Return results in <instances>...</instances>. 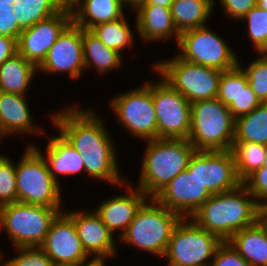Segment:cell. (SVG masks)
<instances>
[{
	"label": "cell",
	"instance_id": "36",
	"mask_svg": "<svg viewBox=\"0 0 267 266\" xmlns=\"http://www.w3.org/2000/svg\"><path fill=\"white\" fill-rule=\"evenodd\" d=\"M16 256L4 260L2 266H53V261L40 247H18Z\"/></svg>",
	"mask_w": 267,
	"mask_h": 266
},
{
	"label": "cell",
	"instance_id": "19",
	"mask_svg": "<svg viewBox=\"0 0 267 266\" xmlns=\"http://www.w3.org/2000/svg\"><path fill=\"white\" fill-rule=\"evenodd\" d=\"M71 210L65 213L73 220L82 246L90 256H111L117 253L116 239L93 211ZM116 243V244H115Z\"/></svg>",
	"mask_w": 267,
	"mask_h": 266
},
{
	"label": "cell",
	"instance_id": "39",
	"mask_svg": "<svg viewBox=\"0 0 267 266\" xmlns=\"http://www.w3.org/2000/svg\"><path fill=\"white\" fill-rule=\"evenodd\" d=\"M261 104L256 94L252 91L250 85H241L240 95L236 102H232L228 109L236 119L242 115L248 114Z\"/></svg>",
	"mask_w": 267,
	"mask_h": 266
},
{
	"label": "cell",
	"instance_id": "21",
	"mask_svg": "<svg viewBox=\"0 0 267 266\" xmlns=\"http://www.w3.org/2000/svg\"><path fill=\"white\" fill-rule=\"evenodd\" d=\"M135 14V31L142 42H165L174 37L178 42L180 33L174 26L170 8L156 5H131Z\"/></svg>",
	"mask_w": 267,
	"mask_h": 266
},
{
	"label": "cell",
	"instance_id": "4",
	"mask_svg": "<svg viewBox=\"0 0 267 266\" xmlns=\"http://www.w3.org/2000/svg\"><path fill=\"white\" fill-rule=\"evenodd\" d=\"M181 218L178 213L169 210L155 198H148L118 240L162 258L173 229Z\"/></svg>",
	"mask_w": 267,
	"mask_h": 266
},
{
	"label": "cell",
	"instance_id": "40",
	"mask_svg": "<svg viewBox=\"0 0 267 266\" xmlns=\"http://www.w3.org/2000/svg\"><path fill=\"white\" fill-rule=\"evenodd\" d=\"M210 266H251L226 241L217 248Z\"/></svg>",
	"mask_w": 267,
	"mask_h": 266
},
{
	"label": "cell",
	"instance_id": "42",
	"mask_svg": "<svg viewBox=\"0 0 267 266\" xmlns=\"http://www.w3.org/2000/svg\"><path fill=\"white\" fill-rule=\"evenodd\" d=\"M16 53H18L17 39L0 35V66Z\"/></svg>",
	"mask_w": 267,
	"mask_h": 266
},
{
	"label": "cell",
	"instance_id": "15",
	"mask_svg": "<svg viewBox=\"0 0 267 266\" xmlns=\"http://www.w3.org/2000/svg\"><path fill=\"white\" fill-rule=\"evenodd\" d=\"M83 71H85V66L82 28L72 21L49 49L45 60L38 67L37 73H67L69 78L77 80Z\"/></svg>",
	"mask_w": 267,
	"mask_h": 266
},
{
	"label": "cell",
	"instance_id": "16",
	"mask_svg": "<svg viewBox=\"0 0 267 266\" xmlns=\"http://www.w3.org/2000/svg\"><path fill=\"white\" fill-rule=\"evenodd\" d=\"M54 264H79L89 257L77 234L73 220L64 212L52 221L49 231L39 246Z\"/></svg>",
	"mask_w": 267,
	"mask_h": 266
},
{
	"label": "cell",
	"instance_id": "8",
	"mask_svg": "<svg viewBox=\"0 0 267 266\" xmlns=\"http://www.w3.org/2000/svg\"><path fill=\"white\" fill-rule=\"evenodd\" d=\"M152 68L190 103L217 96L222 71L184 61L176 54L155 62Z\"/></svg>",
	"mask_w": 267,
	"mask_h": 266
},
{
	"label": "cell",
	"instance_id": "18",
	"mask_svg": "<svg viewBox=\"0 0 267 266\" xmlns=\"http://www.w3.org/2000/svg\"><path fill=\"white\" fill-rule=\"evenodd\" d=\"M126 188V192L118 194L102 201L94 210L99 216L103 224L109 231L115 235L117 231V239L126 232L130 223L134 220L137 211L144 202L149 198L138 187L132 186V182L125 181L122 184ZM127 193V194H125Z\"/></svg>",
	"mask_w": 267,
	"mask_h": 266
},
{
	"label": "cell",
	"instance_id": "32",
	"mask_svg": "<svg viewBox=\"0 0 267 266\" xmlns=\"http://www.w3.org/2000/svg\"><path fill=\"white\" fill-rule=\"evenodd\" d=\"M248 84V78L239 65L230 70L222 71L216 98L228 107L232 102H236L240 95L241 85Z\"/></svg>",
	"mask_w": 267,
	"mask_h": 266
},
{
	"label": "cell",
	"instance_id": "45",
	"mask_svg": "<svg viewBox=\"0 0 267 266\" xmlns=\"http://www.w3.org/2000/svg\"><path fill=\"white\" fill-rule=\"evenodd\" d=\"M259 221L267 229V209L262 206L259 213Z\"/></svg>",
	"mask_w": 267,
	"mask_h": 266
},
{
	"label": "cell",
	"instance_id": "34",
	"mask_svg": "<svg viewBox=\"0 0 267 266\" xmlns=\"http://www.w3.org/2000/svg\"><path fill=\"white\" fill-rule=\"evenodd\" d=\"M241 63L239 60L238 65L245 72L252 91L262 102L267 96V54L258 53L256 59L250 62L247 68L243 67L244 64Z\"/></svg>",
	"mask_w": 267,
	"mask_h": 266
},
{
	"label": "cell",
	"instance_id": "43",
	"mask_svg": "<svg viewBox=\"0 0 267 266\" xmlns=\"http://www.w3.org/2000/svg\"><path fill=\"white\" fill-rule=\"evenodd\" d=\"M89 259V260H88ZM107 259H112L111 256H93L82 260L77 266H106Z\"/></svg>",
	"mask_w": 267,
	"mask_h": 266
},
{
	"label": "cell",
	"instance_id": "49",
	"mask_svg": "<svg viewBox=\"0 0 267 266\" xmlns=\"http://www.w3.org/2000/svg\"><path fill=\"white\" fill-rule=\"evenodd\" d=\"M53 266H77L75 264H67V265H64V264H54Z\"/></svg>",
	"mask_w": 267,
	"mask_h": 266
},
{
	"label": "cell",
	"instance_id": "51",
	"mask_svg": "<svg viewBox=\"0 0 267 266\" xmlns=\"http://www.w3.org/2000/svg\"><path fill=\"white\" fill-rule=\"evenodd\" d=\"M0 251H2V250H0ZM2 257H3V253H2V252H0V266H2V264H1V263H2V261H3V260H2V259H3Z\"/></svg>",
	"mask_w": 267,
	"mask_h": 266
},
{
	"label": "cell",
	"instance_id": "31",
	"mask_svg": "<svg viewBox=\"0 0 267 266\" xmlns=\"http://www.w3.org/2000/svg\"><path fill=\"white\" fill-rule=\"evenodd\" d=\"M266 148V145L260 143L233 142L231 151L234 155L237 175L242 182L263 166Z\"/></svg>",
	"mask_w": 267,
	"mask_h": 266
},
{
	"label": "cell",
	"instance_id": "11",
	"mask_svg": "<svg viewBox=\"0 0 267 266\" xmlns=\"http://www.w3.org/2000/svg\"><path fill=\"white\" fill-rule=\"evenodd\" d=\"M177 57L219 71L238 65L239 57L225 39L205 25L182 31L177 42Z\"/></svg>",
	"mask_w": 267,
	"mask_h": 266
},
{
	"label": "cell",
	"instance_id": "35",
	"mask_svg": "<svg viewBox=\"0 0 267 266\" xmlns=\"http://www.w3.org/2000/svg\"><path fill=\"white\" fill-rule=\"evenodd\" d=\"M17 202L16 163L0 154V207Z\"/></svg>",
	"mask_w": 267,
	"mask_h": 266
},
{
	"label": "cell",
	"instance_id": "7",
	"mask_svg": "<svg viewBox=\"0 0 267 266\" xmlns=\"http://www.w3.org/2000/svg\"><path fill=\"white\" fill-rule=\"evenodd\" d=\"M60 212L43 205L14 202L0 207V231L18 247H39Z\"/></svg>",
	"mask_w": 267,
	"mask_h": 266
},
{
	"label": "cell",
	"instance_id": "27",
	"mask_svg": "<svg viewBox=\"0 0 267 266\" xmlns=\"http://www.w3.org/2000/svg\"><path fill=\"white\" fill-rule=\"evenodd\" d=\"M215 4L214 0H174L170 12L177 31L181 33L207 25Z\"/></svg>",
	"mask_w": 267,
	"mask_h": 266
},
{
	"label": "cell",
	"instance_id": "48",
	"mask_svg": "<svg viewBox=\"0 0 267 266\" xmlns=\"http://www.w3.org/2000/svg\"><path fill=\"white\" fill-rule=\"evenodd\" d=\"M263 167H267V148H266L265 158L263 162Z\"/></svg>",
	"mask_w": 267,
	"mask_h": 266
},
{
	"label": "cell",
	"instance_id": "2",
	"mask_svg": "<svg viewBox=\"0 0 267 266\" xmlns=\"http://www.w3.org/2000/svg\"><path fill=\"white\" fill-rule=\"evenodd\" d=\"M261 207L241 184L234 190L213 194L190 218L226 242L240 230L255 225Z\"/></svg>",
	"mask_w": 267,
	"mask_h": 266
},
{
	"label": "cell",
	"instance_id": "9",
	"mask_svg": "<svg viewBox=\"0 0 267 266\" xmlns=\"http://www.w3.org/2000/svg\"><path fill=\"white\" fill-rule=\"evenodd\" d=\"M222 242L191 218H181L173 229L162 259H166L167 266H210V259H213Z\"/></svg>",
	"mask_w": 267,
	"mask_h": 266
},
{
	"label": "cell",
	"instance_id": "1",
	"mask_svg": "<svg viewBox=\"0 0 267 266\" xmlns=\"http://www.w3.org/2000/svg\"><path fill=\"white\" fill-rule=\"evenodd\" d=\"M92 109L70 105L49 116L58 133L81 154L87 176L121 188L127 179L119 171L115 140L106 130L104 119Z\"/></svg>",
	"mask_w": 267,
	"mask_h": 266
},
{
	"label": "cell",
	"instance_id": "46",
	"mask_svg": "<svg viewBox=\"0 0 267 266\" xmlns=\"http://www.w3.org/2000/svg\"><path fill=\"white\" fill-rule=\"evenodd\" d=\"M258 7L267 10V0H257Z\"/></svg>",
	"mask_w": 267,
	"mask_h": 266
},
{
	"label": "cell",
	"instance_id": "52",
	"mask_svg": "<svg viewBox=\"0 0 267 266\" xmlns=\"http://www.w3.org/2000/svg\"><path fill=\"white\" fill-rule=\"evenodd\" d=\"M131 4L133 3V2H135L136 0H128Z\"/></svg>",
	"mask_w": 267,
	"mask_h": 266
},
{
	"label": "cell",
	"instance_id": "20",
	"mask_svg": "<svg viewBox=\"0 0 267 266\" xmlns=\"http://www.w3.org/2000/svg\"><path fill=\"white\" fill-rule=\"evenodd\" d=\"M25 97V95L0 91V142L10 134L27 133L31 136L45 134L42 127L35 126L31 108Z\"/></svg>",
	"mask_w": 267,
	"mask_h": 266
},
{
	"label": "cell",
	"instance_id": "12",
	"mask_svg": "<svg viewBox=\"0 0 267 266\" xmlns=\"http://www.w3.org/2000/svg\"><path fill=\"white\" fill-rule=\"evenodd\" d=\"M152 97L158 122V138L188 139L191 103L162 77L152 82Z\"/></svg>",
	"mask_w": 267,
	"mask_h": 266
},
{
	"label": "cell",
	"instance_id": "47",
	"mask_svg": "<svg viewBox=\"0 0 267 266\" xmlns=\"http://www.w3.org/2000/svg\"><path fill=\"white\" fill-rule=\"evenodd\" d=\"M65 6H70L75 0H60Z\"/></svg>",
	"mask_w": 267,
	"mask_h": 266
},
{
	"label": "cell",
	"instance_id": "29",
	"mask_svg": "<svg viewBox=\"0 0 267 266\" xmlns=\"http://www.w3.org/2000/svg\"><path fill=\"white\" fill-rule=\"evenodd\" d=\"M64 6L60 0H15L12 9L24 30L55 15Z\"/></svg>",
	"mask_w": 267,
	"mask_h": 266
},
{
	"label": "cell",
	"instance_id": "30",
	"mask_svg": "<svg viewBox=\"0 0 267 266\" xmlns=\"http://www.w3.org/2000/svg\"><path fill=\"white\" fill-rule=\"evenodd\" d=\"M125 16L107 23L94 26L90 31L108 48L121 54L122 50L133 47V30Z\"/></svg>",
	"mask_w": 267,
	"mask_h": 266
},
{
	"label": "cell",
	"instance_id": "37",
	"mask_svg": "<svg viewBox=\"0 0 267 266\" xmlns=\"http://www.w3.org/2000/svg\"><path fill=\"white\" fill-rule=\"evenodd\" d=\"M15 0H0V35L18 40L23 29L19 26L12 9Z\"/></svg>",
	"mask_w": 267,
	"mask_h": 266
},
{
	"label": "cell",
	"instance_id": "28",
	"mask_svg": "<svg viewBox=\"0 0 267 266\" xmlns=\"http://www.w3.org/2000/svg\"><path fill=\"white\" fill-rule=\"evenodd\" d=\"M233 142H252L267 146V107L260 104L250 113L235 119Z\"/></svg>",
	"mask_w": 267,
	"mask_h": 266
},
{
	"label": "cell",
	"instance_id": "5",
	"mask_svg": "<svg viewBox=\"0 0 267 266\" xmlns=\"http://www.w3.org/2000/svg\"><path fill=\"white\" fill-rule=\"evenodd\" d=\"M235 118L217 98L191 103L189 142L197 151H226L233 146Z\"/></svg>",
	"mask_w": 267,
	"mask_h": 266
},
{
	"label": "cell",
	"instance_id": "17",
	"mask_svg": "<svg viewBox=\"0 0 267 266\" xmlns=\"http://www.w3.org/2000/svg\"><path fill=\"white\" fill-rule=\"evenodd\" d=\"M212 194L188 170L180 172L154 198L182 218H190Z\"/></svg>",
	"mask_w": 267,
	"mask_h": 266
},
{
	"label": "cell",
	"instance_id": "23",
	"mask_svg": "<svg viewBox=\"0 0 267 266\" xmlns=\"http://www.w3.org/2000/svg\"><path fill=\"white\" fill-rule=\"evenodd\" d=\"M128 0H75L71 5L72 21L83 29L111 22L123 17Z\"/></svg>",
	"mask_w": 267,
	"mask_h": 266
},
{
	"label": "cell",
	"instance_id": "6",
	"mask_svg": "<svg viewBox=\"0 0 267 266\" xmlns=\"http://www.w3.org/2000/svg\"><path fill=\"white\" fill-rule=\"evenodd\" d=\"M16 163L17 201L62 210V189L50 174L43 157L31 146H26Z\"/></svg>",
	"mask_w": 267,
	"mask_h": 266
},
{
	"label": "cell",
	"instance_id": "41",
	"mask_svg": "<svg viewBox=\"0 0 267 266\" xmlns=\"http://www.w3.org/2000/svg\"><path fill=\"white\" fill-rule=\"evenodd\" d=\"M225 17L236 21L242 18L257 5V0H219ZM227 15V16H226Z\"/></svg>",
	"mask_w": 267,
	"mask_h": 266
},
{
	"label": "cell",
	"instance_id": "10",
	"mask_svg": "<svg viewBox=\"0 0 267 266\" xmlns=\"http://www.w3.org/2000/svg\"><path fill=\"white\" fill-rule=\"evenodd\" d=\"M111 99L109 107L115 113L118 125H123L132 136L144 141L158 138L151 81L145 80L141 86L116 94Z\"/></svg>",
	"mask_w": 267,
	"mask_h": 266
},
{
	"label": "cell",
	"instance_id": "50",
	"mask_svg": "<svg viewBox=\"0 0 267 266\" xmlns=\"http://www.w3.org/2000/svg\"><path fill=\"white\" fill-rule=\"evenodd\" d=\"M261 104L265 107H267V96L265 97V99L261 102Z\"/></svg>",
	"mask_w": 267,
	"mask_h": 266
},
{
	"label": "cell",
	"instance_id": "38",
	"mask_svg": "<svg viewBox=\"0 0 267 266\" xmlns=\"http://www.w3.org/2000/svg\"><path fill=\"white\" fill-rule=\"evenodd\" d=\"M242 184L262 206L267 203V167L255 170Z\"/></svg>",
	"mask_w": 267,
	"mask_h": 266
},
{
	"label": "cell",
	"instance_id": "3",
	"mask_svg": "<svg viewBox=\"0 0 267 266\" xmlns=\"http://www.w3.org/2000/svg\"><path fill=\"white\" fill-rule=\"evenodd\" d=\"M138 187L154 198L187 165L195 148L188 139H154L145 141Z\"/></svg>",
	"mask_w": 267,
	"mask_h": 266
},
{
	"label": "cell",
	"instance_id": "22",
	"mask_svg": "<svg viewBox=\"0 0 267 266\" xmlns=\"http://www.w3.org/2000/svg\"><path fill=\"white\" fill-rule=\"evenodd\" d=\"M31 145L45 160L48 170L52 178L59 183L58 177L61 175H75L78 172L85 173L84 162L82 156L58 133L57 136L49 138V142L45 147V152L41 151L40 146Z\"/></svg>",
	"mask_w": 267,
	"mask_h": 266
},
{
	"label": "cell",
	"instance_id": "44",
	"mask_svg": "<svg viewBox=\"0 0 267 266\" xmlns=\"http://www.w3.org/2000/svg\"><path fill=\"white\" fill-rule=\"evenodd\" d=\"M174 0H136L131 5H156L170 8Z\"/></svg>",
	"mask_w": 267,
	"mask_h": 266
},
{
	"label": "cell",
	"instance_id": "14",
	"mask_svg": "<svg viewBox=\"0 0 267 266\" xmlns=\"http://www.w3.org/2000/svg\"><path fill=\"white\" fill-rule=\"evenodd\" d=\"M71 22L70 6H64L55 15L24 29L17 40L18 53L38 68L49 49Z\"/></svg>",
	"mask_w": 267,
	"mask_h": 266
},
{
	"label": "cell",
	"instance_id": "13",
	"mask_svg": "<svg viewBox=\"0 0 267 266\" xmlns=\"http://www.w3.org/2000/svg\"><path fill=\"white\" fill-rule=\"evenodd\" d=\"M187 170L213 195L238 188L239 179L231 150L197 151L191 155Z\"/></svg>",
	"mask_w": 267,
	"mask_h": 266
},
{
	"label": "cell",
	"instance_id": "25",
	"mask_svg": "<svg viewBox=\"0 0 267 266\" xmlns=\"http://www.w3.org/2000/svg\"><path fill=\"white\" fill-rule=\"evenodd\" d=\"M38 68L16 53L0 66V91L25 95Z\"/></svg>",
	"mask_w": 267,
	"mask_h": 266
},
{
	"label": "cell",
	"instance_id": "24",
	"mask_svg": "<svg viewBox=\"0 0 267 266\" xmlns=\"http://www.w3.org/2000/svg\"><path fill=\"white\" fill-rule=\"evenodd\" d=\"M227 242L251 266H267V229L260 221L240 230Z\"/></svg>",
	"mask_w": 267,
	"mask_h": 266
},
{
	"label": "cell",
	"instance_id": "33",
	"mask_svg": "<svg viewBox=\"0 0 267 266\" xmlns=\"http://www.w3.org/2000/svg\"><path fill=\"white\" fill-rule=\"evenodd\" d=\"M240 21H247V36L257 54L267 53V10L255 6Z\"/></svg>",
	"mask_w": 267,
	"mask_h": 266
},
{
	"label": "cell",
	"instance_id": "26",
	"mask_svg": "<svg viewBox=\"0 0 267 266\" xmlns=\"http://www.w3.org/2000/svg\"><path fill=\"white\" fill-rule=\"evenodd\" d=\"M82 46L85 70L93 67L103 75L123 65L122 54L108 48L95 34L83 28Z\"/></svg>",
	"mask_w": 267,
	"mask_h": 266
}]
</instances>
